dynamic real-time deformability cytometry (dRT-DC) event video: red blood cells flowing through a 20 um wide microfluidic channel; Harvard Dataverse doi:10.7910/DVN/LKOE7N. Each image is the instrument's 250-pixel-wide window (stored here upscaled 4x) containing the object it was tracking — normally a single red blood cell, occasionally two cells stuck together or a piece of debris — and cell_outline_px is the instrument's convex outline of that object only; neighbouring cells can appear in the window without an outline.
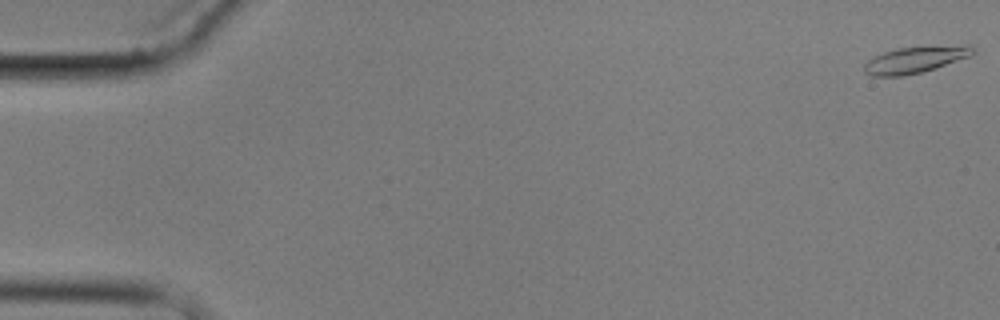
{"species": "common noctule bat (a hibernating species)", "species_latin": "Nyctalus noctula", "temperature_condition": "cold", "stored_images_in_passage": 7, "camera_frame_rate_fps": 3000, "um_per_image_px": 0.085, "animal": {"sex": "male", "body_mass_g": 17.9}, "frame": {"image": 1, "passage_image": 1, "time_ms": 0.0, "image_size_px": [1000, 320], "cell_outline_px": [[976, 52], [968, 56], [936, 68], [904, 76], [872, 76], [864, 72], [864, 64], [868, 60], [884, 52], [896, 48], [964, 44], [972, 44], [976, 48]], "centroid_in_image_um": [77.84, 5.05], "position_along_channel_um": 7.2, "area_um2": 16.88}}
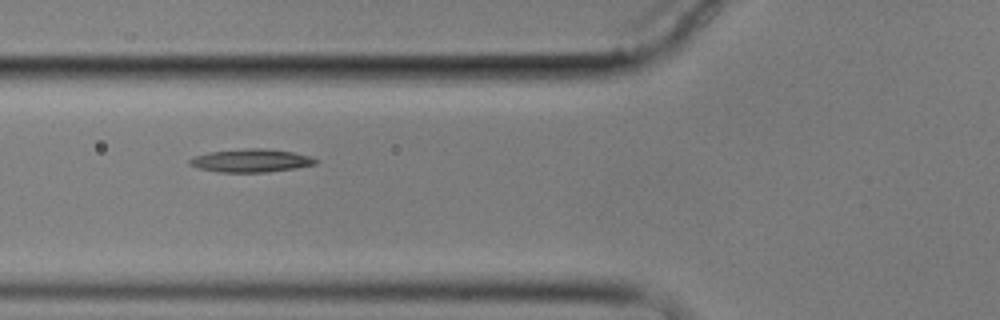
{"frame": {"image": 2, "passage_image": 6, "time_ms": 7.0, "image_size_px": [1000, 320], "cell_outline_px": [[320, 160], [316, 164], [296, 168], [268, 172], [216, 172], [196, 168], [188, 164], [188, 160], [196, 156], [208, 152], [248, 148], [260, 148], [292, 152], [312, 156]], "centroid_in_image_um": [21.34, 13.66], "position_along_channel_um": 104.5, "area_um2": 17.11}}
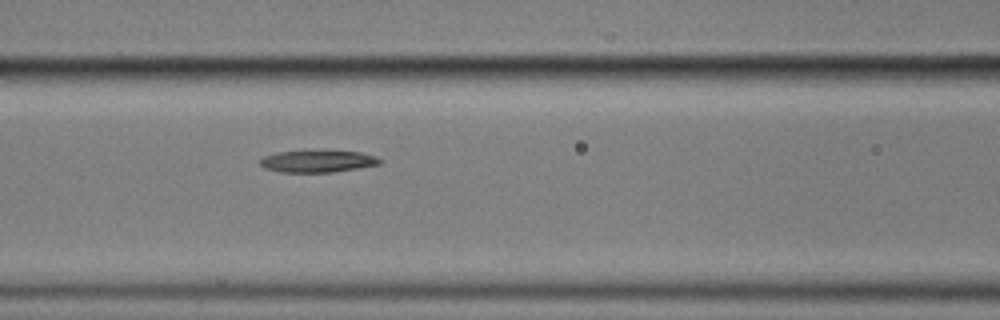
{"frame": {"image": 3, "passage_image": 7, "time_ms": 8.0, "image_size_px": [1000, 320], "cell_outline_px": [[384, 160], [380, 164], [332, 172], [280, 172], [264, 168], [260, 164], [260, 160], [264, 156], [280, 152], [360, 152], [376, 156]], "centroid_in_image_um": [27.02, 13.73], "position_along_channel_um": 139.6, "area_um2": 14.85}}